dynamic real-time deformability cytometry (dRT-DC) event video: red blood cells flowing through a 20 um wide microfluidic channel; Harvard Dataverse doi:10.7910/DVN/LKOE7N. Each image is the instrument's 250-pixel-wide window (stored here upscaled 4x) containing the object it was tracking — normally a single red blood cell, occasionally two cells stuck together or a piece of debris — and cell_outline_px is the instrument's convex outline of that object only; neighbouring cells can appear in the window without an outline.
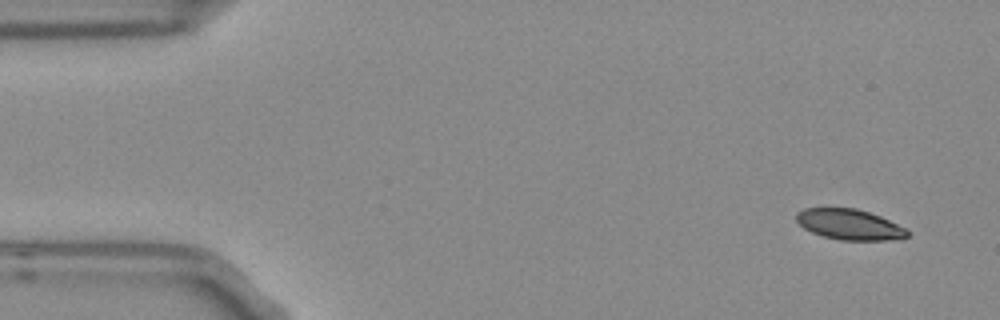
{"species": "Egyptian fruit bat (a non-hibernating species)", "species_latin": "Rousettus aegyptiacus", "temperature_condition": "room temperature", "stored_images_in_passage": 52, "camera_frame_rate_fps": 3000, "um_per_image_px": 0.085, "frame": {"image": 1, "passage_image": 1, "time_ms": 0.0, "image_size_px": [1000, 320], "cell_outline_px": [[908, 236], [888, 240], [840, 240], [824, 236], [812, 232], [804, 228], [796, 220], [796, 212], [804, 208], [856, 208], [880, 216], [904, 228], [908, 232]], "centroid_in_image_um": [72.16, 19.07], "position_along_channel_um": 12.8, "area_um2": 19.48}}
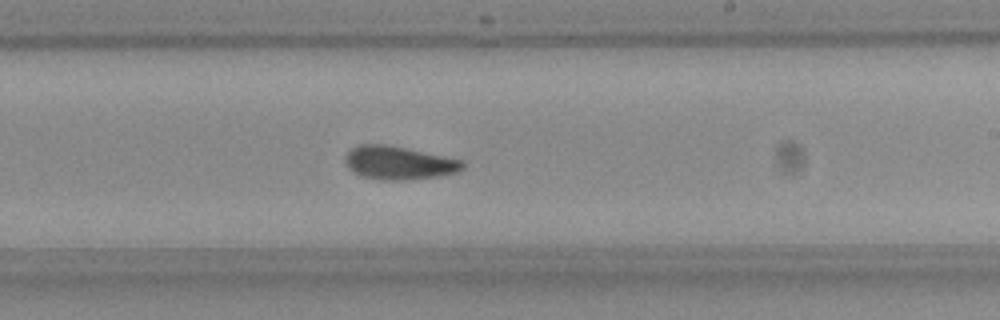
{"frame": {"image": 2, "passage_image": 29, "time_ms": 9.333, "image_size_px": [1000, 320], "cell_outline_px": [[464, 168], [456, 172], [440, 176], [404, 180], [384, 180], [360, 176], [352, 172], [344, 164], [344, 156], [352, 148], [360, 144], [384, 144], [404, 148], [460, 160], [464, 164]], "centroid_in_image_um": [33.81, 13.85], "position_along_channel_um": 255.2, "area_um2": 22.6}}
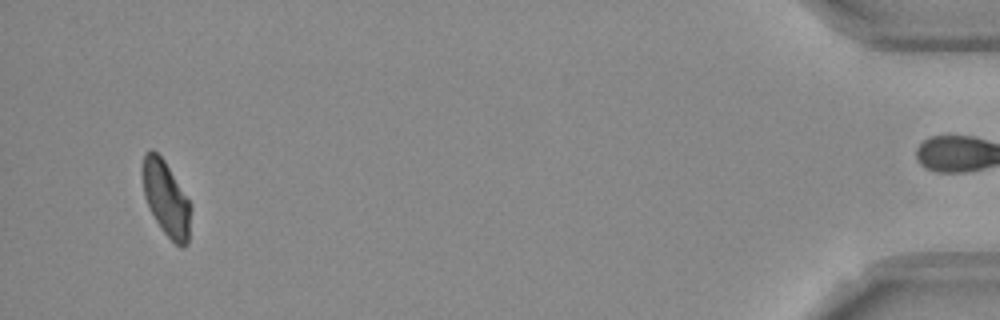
{"frame": {"image": 3, "passage_image": 49, "time_ms": 16.0, "image_size_px": [1000, 320], "cell_outline_px": [[192, 208], [188, 244], [184, 248], [180, 248], [160, 228], [144, 196], [140, 172], [144, 156], [152, 148], [164, 160], [188, 200]], "centroid_in_image_um": [14.11, 16.9], "position_along_channel_um": 421.1, "area_um2": 21.04}, "authors_computed_cell_mechanics": {"area_um2": 22.0507, "velocity_mm_per_s": 3.7598, "shape_relaxation_time_tau1_ms": 7.6171, "shape_relaxation_time_tau2_ms": 2.8308, "deformation_change_tau1": 0.1564, "deformation_change_tau2": 0.0781}}